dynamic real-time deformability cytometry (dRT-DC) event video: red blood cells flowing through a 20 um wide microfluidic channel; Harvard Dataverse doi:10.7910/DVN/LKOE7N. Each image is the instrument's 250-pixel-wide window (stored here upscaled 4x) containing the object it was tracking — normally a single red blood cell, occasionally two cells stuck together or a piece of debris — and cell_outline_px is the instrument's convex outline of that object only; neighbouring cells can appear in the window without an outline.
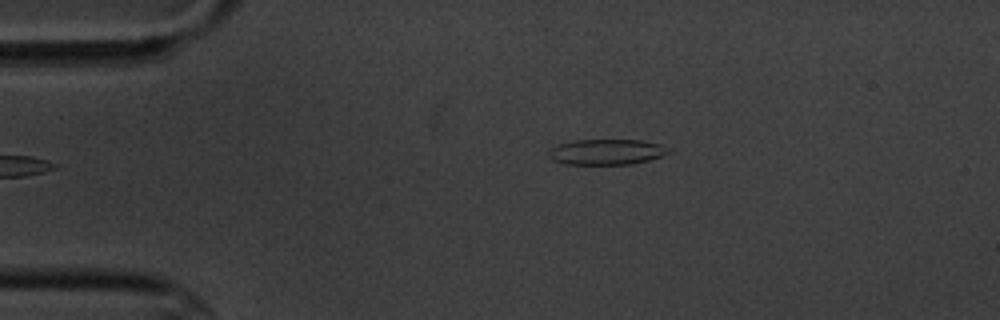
{"species": "common noctule bat (a hibernating species)", "species_latin": "Nyctalus noctula", "temperature_condition": "cold", "stored_images_in_passage": 5, "camera_frame_rate_fps": 3000, "um_per_image_px": 0.085, "animal": {"sex": "male", "body_mass_g": 20.1, "forearm_length_mm": 53.5}, "frame": {"image": 1, "passage_image": 3, "time_ms": 2.333, "image_size_px": [1000, 320], "cell_outline_px": [[676, 152], [648, 160], [632, 164], [564, 164], [552, 160], [548, 156], [548, 152], [552, 148], [560, 144], [576, 140], [640, 140], [660, 144], [672, 148]], "centroid_in_image_um": [51.64, 12.92], "position_along_channel_um": 33.4, "area_um2": 18.03}}
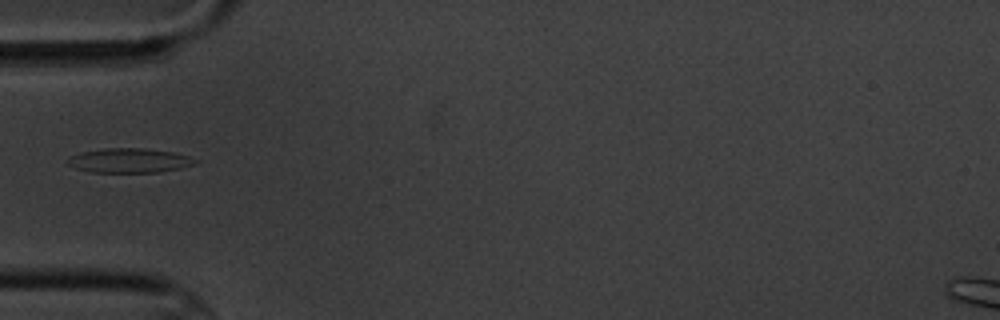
{"frame": {"image": 2, "passage_image": 5, "time_ms": 4.667, "image_size_px": [1000, 320], "cell_outline_px": [[200, 160], [196, 164], [180, 168], [160, 172], [92, 172], [76, 168], [68, 164], [68, 156], [80, 152], [104, 148], [144, 148], [172, 152], [188, 156]], "centroid_in_image_um": [11.0, 13.64], "position_along_channel_um": 74.0, "area_um2": 18.21}}